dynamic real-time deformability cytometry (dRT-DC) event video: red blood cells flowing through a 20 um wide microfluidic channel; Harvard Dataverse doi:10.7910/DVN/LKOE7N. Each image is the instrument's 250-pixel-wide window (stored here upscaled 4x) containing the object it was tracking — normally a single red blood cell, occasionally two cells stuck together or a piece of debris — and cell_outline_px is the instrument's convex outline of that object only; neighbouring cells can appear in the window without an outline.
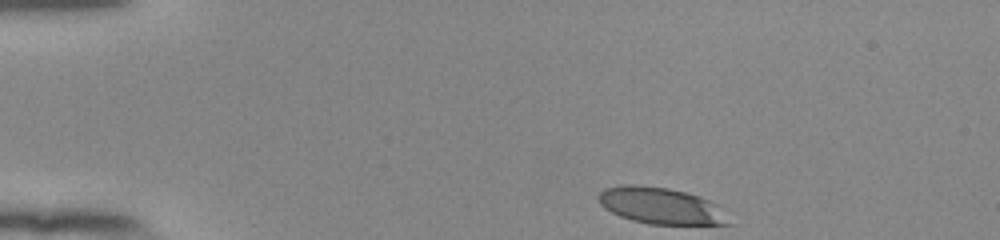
{"species": "human", "species_latin": "Homo sapiens", "temperature_condition": "room temperature", "stored_images_in_passage": 40, "camera_frame_rate_fps": 3000, "um_per_image_px": 0.085, "donor": {"sex": "female"}, "frame": {"image": 1, "passage_image": 1, "time_ms": 0.0, "image_size_px": [1000, 240], "cell_outline_px": [[732, 224], [648, 224], [632, 220], [620, 216], [604, 208], [600, 204], [596, 196], [604, 188], [620, 184], [636, 184], [668, 188], [700, 196], [716, 204]], "centroid_in_image_um": [56.09, 17.47], "position_along_channel_um": 28.9, "area_um2": 27.63}}
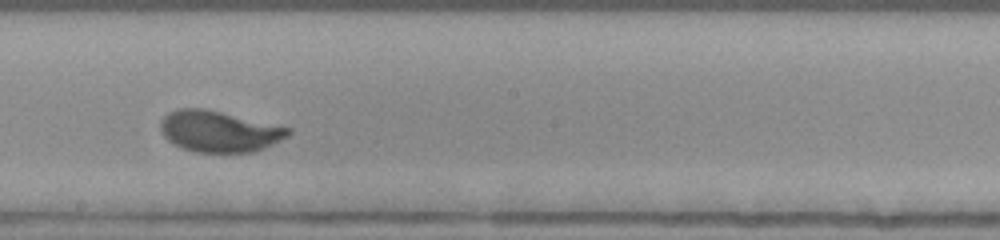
{"frame": {"image": 2, "passage_image": 23, "time_ms": 7.333, "image_size_px": [1000, 240], "cell_outline_px": [[292, 132], [288, 136], [264, 148], [252, 152], [196, 152], [180, 148], [168, 140], [164, 136], [160, 128], [160, 120], [168, 112], [176, 108], [204, 108], [292, 128]], "centroid_in_image_um": [18.6, 11.16], "position_along_channel_um": 229.6, "area_um2": 30.69}}
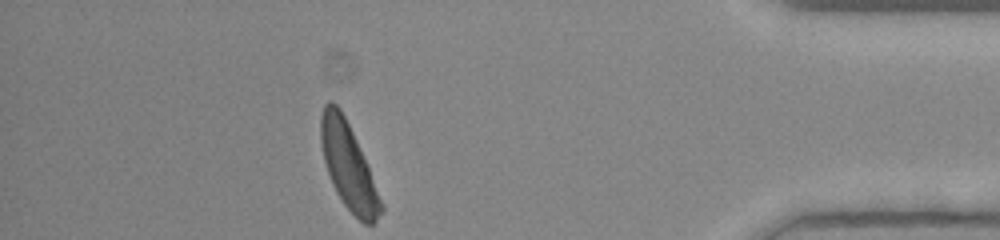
{"frame": {"image": 3, "passage_image": 40, "time_ms": 13.0, "image_size_px": [1000, 240], "cell_outline_px": [[384, 208], [376, 220], [372, 224], [364, 224], [344, 204], [336, 192], [332, 184], [324, 160], [320, 140], [320, 116], [324, 104], [328, 100], [332, 100], [340, 108], [356, 140], [384, 204]], "centroid_in_image_um": [29.59, 14.1], "position_along_channel_um": 405.6, "area_um2": 29.65}, "authors_computed_cell_mechanics": {"area_um2": 30.1716, "velocity_mm_per_s": 3.8139, "shape_relaxation_time_tau1_ms": 3.8055, "shape_relaxation_time_tau2_ms": null, "deformation_change_tau1": 0.1988, "deformation_change_tau2": null}}